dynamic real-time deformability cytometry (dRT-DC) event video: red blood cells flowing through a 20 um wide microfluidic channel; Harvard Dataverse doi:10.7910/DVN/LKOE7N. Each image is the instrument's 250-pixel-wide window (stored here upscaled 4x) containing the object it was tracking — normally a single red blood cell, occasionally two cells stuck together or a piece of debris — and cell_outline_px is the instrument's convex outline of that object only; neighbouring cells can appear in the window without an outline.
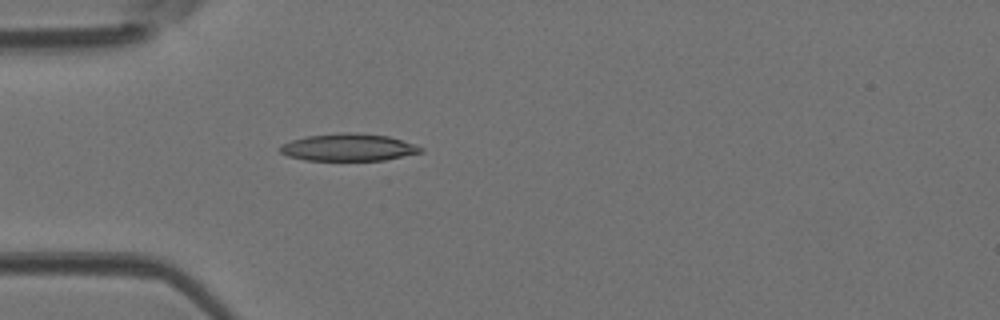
{"species": "Egyptian fruit bat (a non-hibernating species)", "species_latin": "Rousettus aegyptiacus", "temperature_condition": "room temperature", "stored_images_in_passage": 33, "camera_frame_rate_fps": 3000, "um_per_image_px": 0.085, "animal": {"sex": "female"}, "frame": {"image": 1, "passage_image": 1, "time_ms": 0.0, "image_size_px": [1000, 320], "cell_outline_px": [[424, 152], [384, 160], [304, 160], [288, 156], [280, 152], [280, 148], [284, 144], [292, 140], [308, 136], [340, 132], [348, 132], [388, 136], [416, 144], [424, 148]], "centroid_in_image_um": [29.67, 12.53], "position_along_channel_um": 55.3, "area_um2": 22.25}}
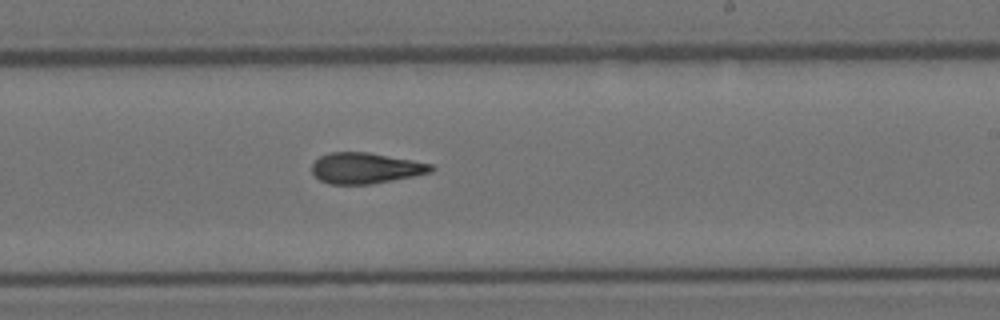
{"frame": {"image": 2, "passage_image": 15, "time_ms": 4.667, "image_size_px": [1000, 320], "cell_outline_px": [[436, 168], [432, 172], [372, 184], [328, 184], [320, 180], [312, 172], [312, 164], [320, 156], [328, 152], [368, 152], [412, 160], [432, 164]], "centroid_in_image_um": [31.07, 14.29], "position_along_channel_um": 257.9, "area_um2": 21.39}}
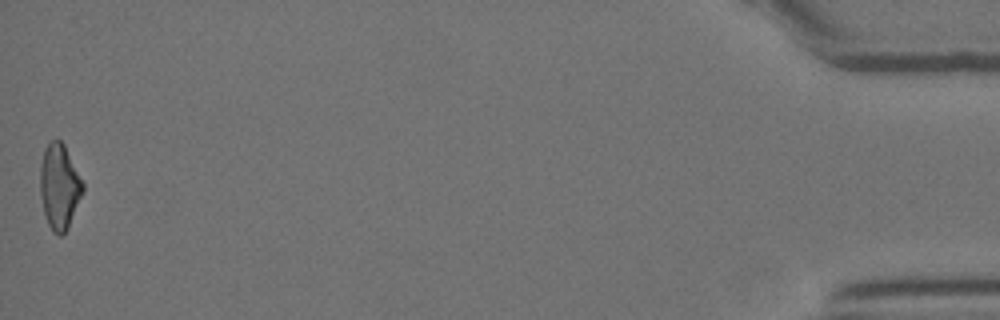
{"frame": {"image": 3, "passage_image": 33, "time_ms": 10.667, "image_size_px": [1000, 320], "cell_outline_px": [[84, 188], [68, 228], [60, 236], [52, 232], [48, 224], [44, 212], [40, 196], [40, 168], [44, 148], [52, 140], [60, 140], [64, 144], [84, 184]], "centroid_in_image_um": [5.03, 15.86], "position_along_channel_um": 430.2, "area_um2": 20.98}}